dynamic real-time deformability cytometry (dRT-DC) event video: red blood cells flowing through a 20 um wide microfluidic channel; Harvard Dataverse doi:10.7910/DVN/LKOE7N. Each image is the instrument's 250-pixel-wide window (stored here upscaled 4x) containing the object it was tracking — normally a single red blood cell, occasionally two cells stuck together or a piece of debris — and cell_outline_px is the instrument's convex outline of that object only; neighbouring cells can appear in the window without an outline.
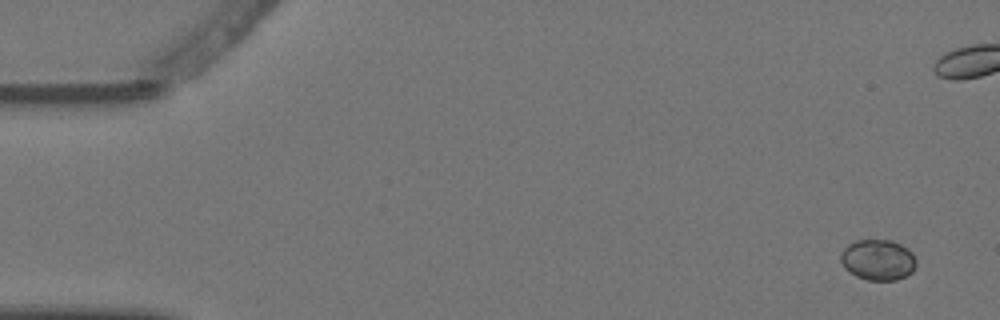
{"species": "Egyptian fruit bat (a non-hibernating species)", "species_latin": "Rousettus aegyptiacus", "temperature_condition": "warm", "stored_images_in_passage": 6, "camera_frame_rate_fps": 3000, "um_per_image_px": 0.085, "animal": {"sex": "female"}, "frame": {"image": 1, "passage_image": 1, "time_ms": 0.0, "image_size_px": [1000, 320], "cell_outline_px": [[916, 264], [912, 272], [896, 280], [868, 280], [856, 276], [844, 268], [840, 260], [840, 252], [848, 244], [856, 240], [892, 240], [908, 248], [912, 252], [916, 260]], "centroid_in_image_um": [74.61, 22.08], "position_along_channel_um": 10.4, "area_um2": 18.03}}